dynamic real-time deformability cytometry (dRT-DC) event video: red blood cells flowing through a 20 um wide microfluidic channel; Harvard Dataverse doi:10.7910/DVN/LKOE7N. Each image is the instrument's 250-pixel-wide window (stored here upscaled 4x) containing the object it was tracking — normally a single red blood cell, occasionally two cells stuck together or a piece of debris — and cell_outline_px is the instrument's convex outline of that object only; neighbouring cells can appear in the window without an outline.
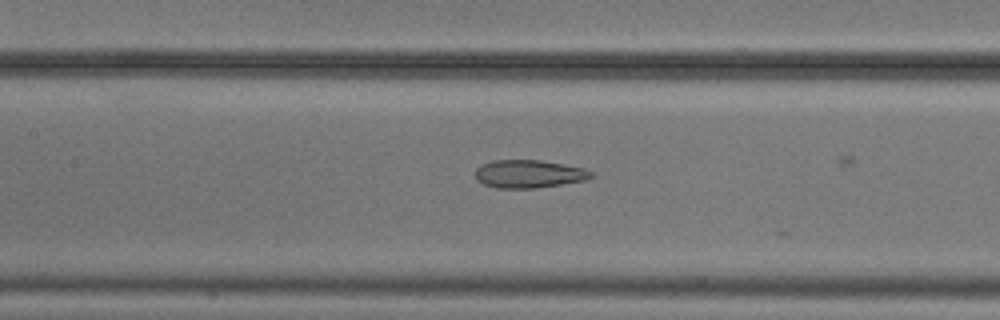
{"species": "common noctule bat (a hibernating species)", "species_latin": "Nyctalus noctula", "temperature_condition": "cold", "stored_images_in_passage": 30, "camera_frame_rate_fps": 3000, "um_per_image_px": 0.085, "animal": {"sex": "male", "body_mass_g": 20.5, "forearm_length_mm": 52.5}, "frame": {"image": 1, "passage_image": 25, "time_ms": 8.0, "image_size_px": [1000, 320], "cell_outline_px": [[596, 176], [584, 180], [560, 184], [532, 188], [496, 188], [484, 184], [476, 180], [476, 168], [480, 164], [492, 160], [540, 160], [564, 164], [584, 168], [592, 172]], "centroid_in_image_um": [44.93, 14.77], "position_along_channel_um": 162.5, "area_um2": 18.9}}
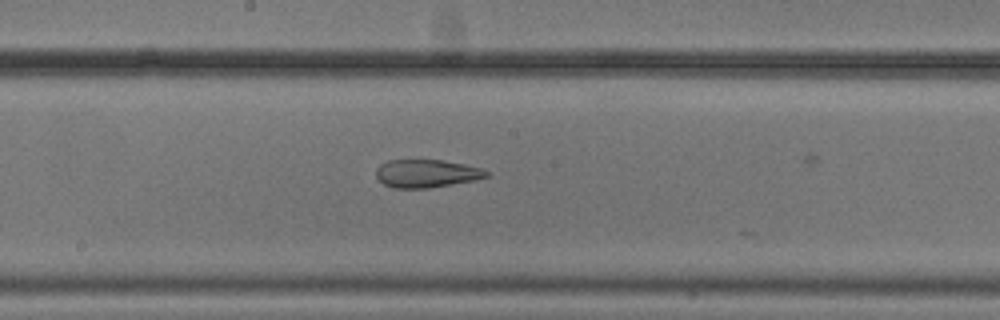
{"frame": {"image": 2, "passage_image": 29, "time_ms": 9.333, "image_size_px": [1000, 320], "cell_outline_px": [[492, 176], [476, 180], [428, 188], [392, 188], [384, 184], [376, 176], [376, 168], [380, 164], [388, 160], [440, 160], [464, 164], [480, 168], [492, 172]], "centroid_in_image_um": [36.29, 14.75], "position_along_channel_um": 211.9, "area_um2": 18.15}}